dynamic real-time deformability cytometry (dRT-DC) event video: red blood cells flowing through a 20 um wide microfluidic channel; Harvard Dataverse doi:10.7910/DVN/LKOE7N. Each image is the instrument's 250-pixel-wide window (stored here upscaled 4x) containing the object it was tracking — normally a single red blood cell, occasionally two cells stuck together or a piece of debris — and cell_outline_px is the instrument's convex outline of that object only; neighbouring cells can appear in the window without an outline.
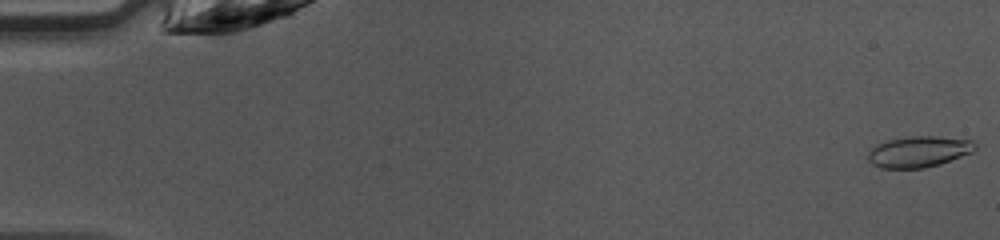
{"species": "common noctule bat (a hibernating species)", "species_latin": "Nyctalus noctula", "temperature_condition": "warm", "stored_images_in_passage": 47, "camera_frame_rate_fps": 3000, "um_per_image_px": 0.085, "animal": {"sex": "female", "body_mass_g": 10.0, "forearm_length_mm": 53.1}, "frame": {"image": 1, "passage_image": 1, "time_ms": 0.0, "image_size_px": [1000, 240], "cell_outline_px": [[976, 148], [972, 152], [940, 164], [924, 168], [880, 168], [872, 164], [868, 160], [868, 152], [876, 144], [888, 140], [912, 136], [936, 136], [972, 140], [976, 144]], "centroid_in_image_um": [78.08, 12.89], "position_along_channel_um": 6.9, "area_um2": 19.36}}
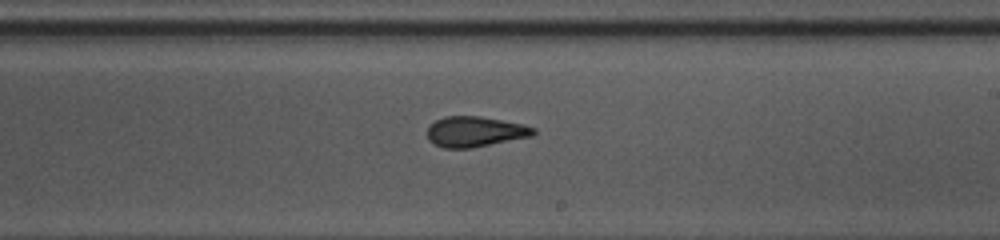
{"frame": {"image": 2, "passage_image": 28, "time_ms": 9.0, "image_size_px": [1000, 240], "cell_outline_px": [[536, 132], [532, 136], [472, 148], [444, 148], [428, 140], [428, 128], [436, 120], [444, 116], [480, 116], [524, 124], [536, 128]], "centroid_in_image_um": [40.4, 11.19], "position_along_channel_um": 248.6, "area_um2": 18.79}}
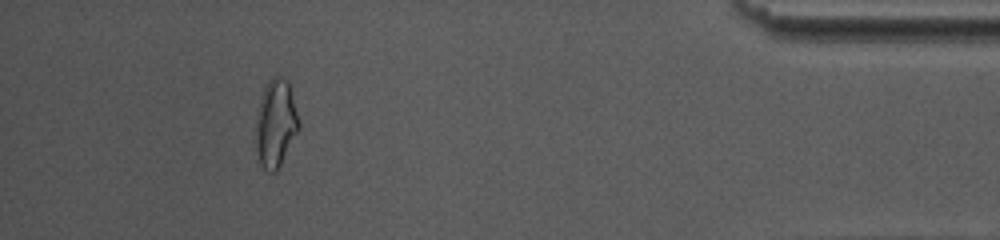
{"frame": {"image": 3, "passage_image": 43, "time_ms": 14.0, "image_size_px": [1000, 240], "cell_outline_px": [[300, 128], [276, 172], [268, 172], [260, 164], [256, 148], [256, 112], [264, 88], [268, 80], [272, 76], [280, 76], [288, 80], [300, 124]], "centroid_in_image_um": [23.43, 10.47], "position_along_channel_um": 411.8, "area_um2": 21.96}, "authors_computed_cell_mechanics": {"area_um2": 19.363, "velocity_mm_per_s": 4.292, "shape_relaxation_time_tau1_ms": 11.1755, "shape_relaxation_time_tau2_ms": 1.3256, "deformation_change_tau1": 0.2526, "deformation_change_tau2": 0.0925}}